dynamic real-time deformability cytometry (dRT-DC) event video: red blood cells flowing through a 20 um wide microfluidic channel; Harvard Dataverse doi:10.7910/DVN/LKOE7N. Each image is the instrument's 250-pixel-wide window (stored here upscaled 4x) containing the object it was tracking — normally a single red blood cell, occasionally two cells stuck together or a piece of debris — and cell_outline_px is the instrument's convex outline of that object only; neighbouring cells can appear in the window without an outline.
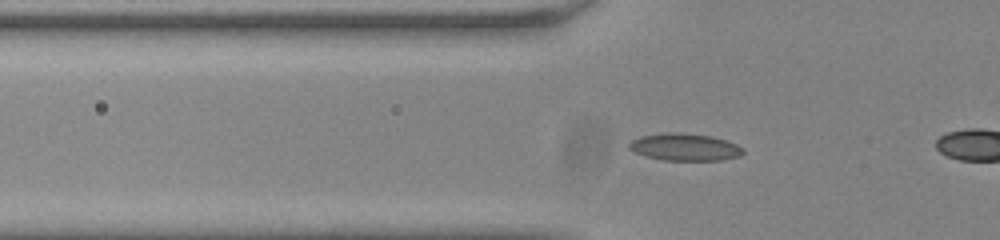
{"species": "common noctule bat (a hibernating species)", "species_latin": "Nyctalus noctula", "temperature_condition": "room temperature", "stored_images_in_passage": 46, "camera_frame_rate_fps": 3000, "um_per_image_px": 0.085, "animal": {"sex": "male", "body_mass_g": 20.0, "forearm_length_mm": 53.3}, "frame": {"image": 1, "passage_image": 10, "time_ms": 3.0, "image_size_px": [1000, 240], "cell_outline_px": [[744, 152], [740, 156], [720, 160], [664, 160], [644, 156], [628, 148], [628, 144], [632, 140], [640, 136], [664, 132], [680, 132], [712, 136], [736, 144], [744, 148]], "centroid_in_image_um": [58.19, 12.49], "position_along_channel_um": 67.6, "area_um2": 18.15}}
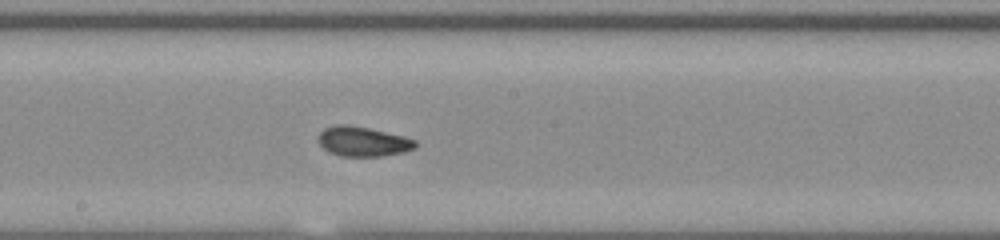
{"frame": {"image": 2, "passage_image": 22, "time_ms": 7.0, "image_size_px": [1000, 240], "cell_outline_px": [[416, 148], [404, 152], [384, 156], [340, 156], [328, 152], [316, 140], [320, 132], [324, 128], [336, 124], [348, 124], [368, 128], [404, 136], [416, 140]], "centroid_in_image_um": [30.83, 12.03], "position_along_channel_um": 217.4, "area_um2": 16.99}}
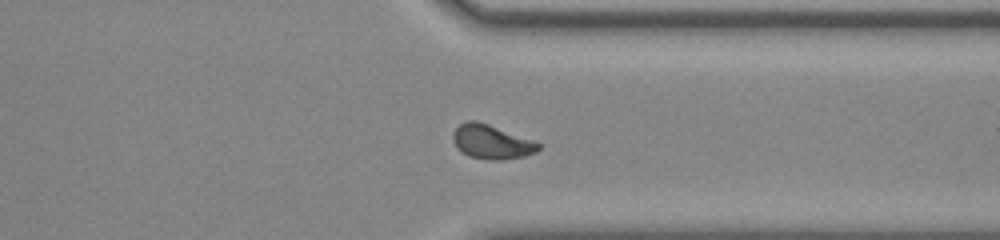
{"frame": {"image": 3, "passage_image": 34, "time_ms": 11.0, "image_size_px": [1000, 240], "cell_outline_px": [[540, 148], [536, 152], [524, 156], [500, 160], [488, 160], [468, 156], [460, 152], [456, 148], [452, 140], [452, 132], [460, 124], [468, 120], [476, 120], [488, 124], [532, 140], [540, 144]], "centroid_in_image_um": [41.72, 12.07], "position_along_channel_um": 369.7, "area_um2": 17.05}, "authors_computed_cell_mechanics": {"area_um2": 16.5597, "velocity_mm_per_s": 3.7971, "shape_relaxation_time_tau1_ms": 5.9545, "shape_relaxation_time_tau2_ms": 1.3544, "deformation_change_tau1": 0.1827, "deformation_change_tau2": 0.0604}}